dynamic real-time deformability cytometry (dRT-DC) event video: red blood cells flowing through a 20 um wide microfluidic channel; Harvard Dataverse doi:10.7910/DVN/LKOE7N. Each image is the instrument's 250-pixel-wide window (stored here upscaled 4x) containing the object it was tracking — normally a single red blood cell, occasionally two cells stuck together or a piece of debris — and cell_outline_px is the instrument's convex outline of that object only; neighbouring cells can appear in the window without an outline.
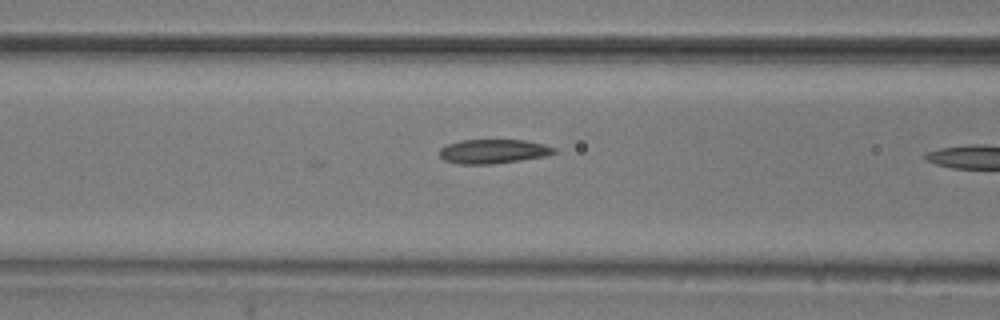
{"species": "common noctule bat (a hibernating species)", "species_latin": "Nyctalus noctula", "temperature_condition": "room temperature", "stored_images_in_passage": 8, "camera_frame_rate_fps": 3000, "um_per_image_px": 0.085, "animal": {"sex": "male", "body_mass_g": 20.5, "forearm_length_mm": 52.5}, "frame": {"image": 1, "passage_image": 8, "time_ms": 2.333, "image_size_px": [1000, 320], "cell_outline_px": [[556, 152], [548, 156], [492, 164], [460, 164], [444, 160], [440, 156], [440, 148], [448, 144], [460, 140], [524, 140], [544, 144], [556, 148]], "centroid_in_image_um": [41.95, 12.86], "position_along_channel_um": 124.7, "area_um2": 16.18}}